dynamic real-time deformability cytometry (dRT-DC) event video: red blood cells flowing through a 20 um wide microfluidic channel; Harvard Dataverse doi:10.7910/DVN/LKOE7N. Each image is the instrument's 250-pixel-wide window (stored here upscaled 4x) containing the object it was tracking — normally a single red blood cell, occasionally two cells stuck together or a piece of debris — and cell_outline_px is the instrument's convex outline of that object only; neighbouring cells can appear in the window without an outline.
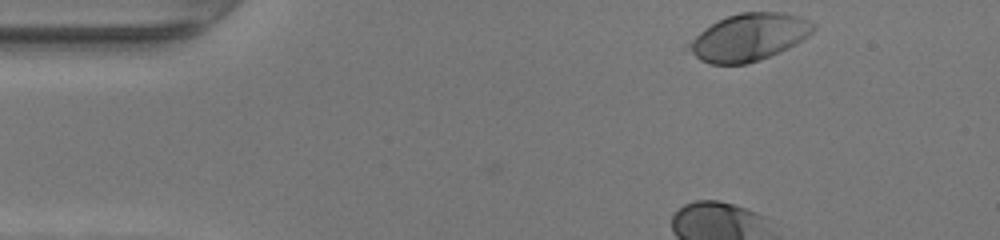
{"species": "human", "species_latin": "Homo sapiens", "temperature_condition": "warm", "stored_images_in_passage": 16, "camera_frame_rate_fps": 3000, "um_per_image_px": 0.085, "donor": {"sex": "female"}, "frame": {"image": 1, "passage_image": 1, "time_ms": 0.0, "image_size_px": [1000, 240], "cell_outline_px": [[816, 28], [808, 36], [796, 44], [780, 52], [760, 60], [748, 64], [708, 64], [700, 60], [684, 48], [684, 44], [704, 28], [716, 20], [740, 12], [784, 12], [800, 16], [816, 24]], "centroid_in_image_um": [63.62, 3.17], "position_along_channel_um": 21.4, "area_um2": 34.85}}